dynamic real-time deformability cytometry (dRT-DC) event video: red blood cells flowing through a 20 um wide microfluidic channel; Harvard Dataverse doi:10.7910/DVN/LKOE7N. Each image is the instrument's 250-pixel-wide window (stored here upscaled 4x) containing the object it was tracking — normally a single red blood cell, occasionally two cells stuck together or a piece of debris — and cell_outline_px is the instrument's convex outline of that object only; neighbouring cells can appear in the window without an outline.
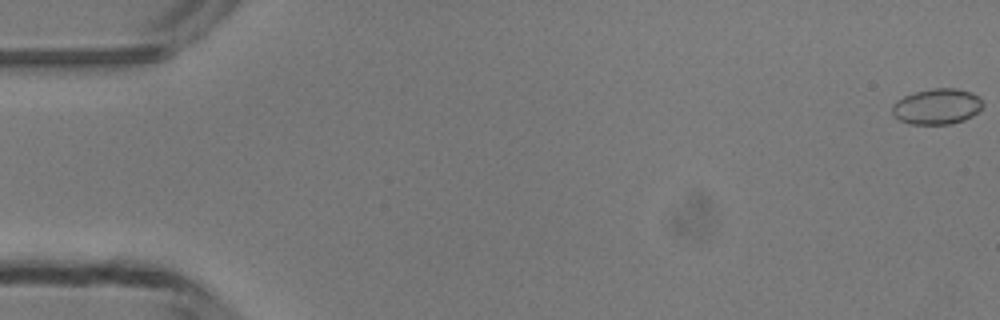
{"species": "common noctule bat (a hibernating species)", "species_latin": "Nyctalus noctula", "temperature_condition": "room temperature", "stored_images_in_passage": 48, "camera_frame_rate_fps": 3000, "um_per_image_px": 0.085, "animal": {"sex": "male", "body_mass_g": 13.3}, "frame": {"image": 1, "passage_image": 1, "time_ms": 0.0, "image_size_px": [1000, 320], "cell_outline_px": [[984, 104], [972, 116], [964, 120], [952, 124], [912, 124], [900, 120], [892, 116], [892, 104], [896, 100], [904, 96], [916, 92], [932, 88], [956, 88], [972, 92], [980, 96]], "centroid_in_image_um": [79.64, 9.04], "position_along_channel_um": 5.4, "area_um2": 19.02}}
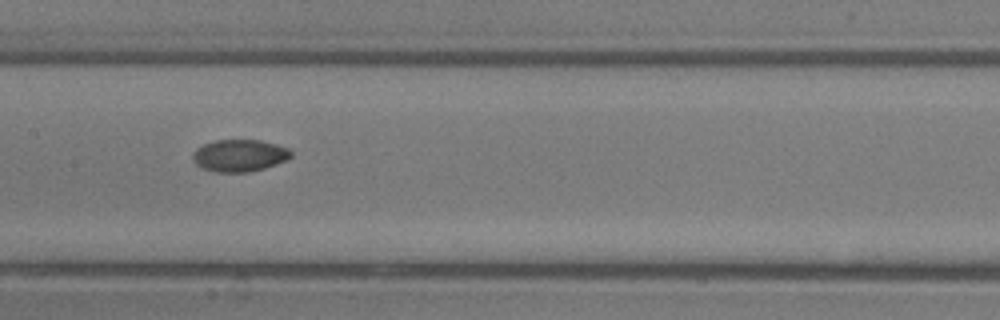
{"frame": {"image": 2, "passage_image": 25, "time_ms": 8.0, "image_size_px": [1000, 320], "cell_outline_px": [[292, 156], [284, 160], [264, 168], [248, 172], [216, 172], [200, 168], [192, 160], [192, 156], [196, 148], [204, 144], [216, 140], [260, 140], [276, 144], [288, 148], [292, 152]], "centroid_in_image_um": [20.32, 13.22], "position_along_channel_um": 187.1, "area_um2": 18.32}}
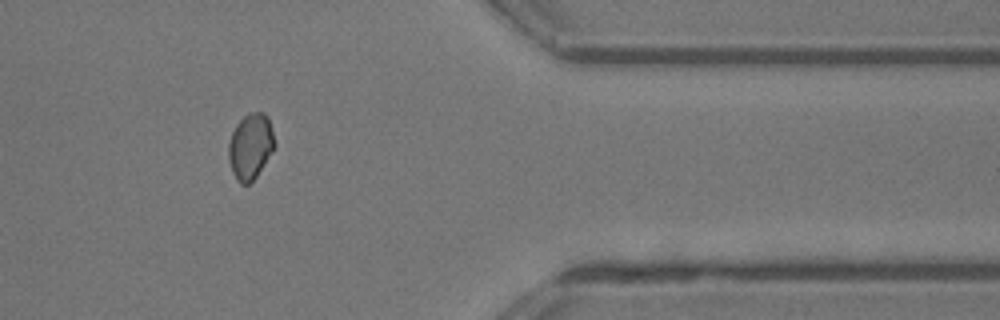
{"frame": {"image": 3, "passage_image": 41, "time_ms": 13.333, "image_size_px": [1000, 320], "cell_outline_px": [[276, 144], [256, 176], [248, 184], [240, 184], [236, 180], [232, 172], [228, 160], [228, 144], [232, 132], [236, 124], [248, 112], [264, 112], [268, 116]], "centroid_in_image_um": [21.27, 12.42], "position_along_channel_um": 390.1, "area_um2": 17.63}}